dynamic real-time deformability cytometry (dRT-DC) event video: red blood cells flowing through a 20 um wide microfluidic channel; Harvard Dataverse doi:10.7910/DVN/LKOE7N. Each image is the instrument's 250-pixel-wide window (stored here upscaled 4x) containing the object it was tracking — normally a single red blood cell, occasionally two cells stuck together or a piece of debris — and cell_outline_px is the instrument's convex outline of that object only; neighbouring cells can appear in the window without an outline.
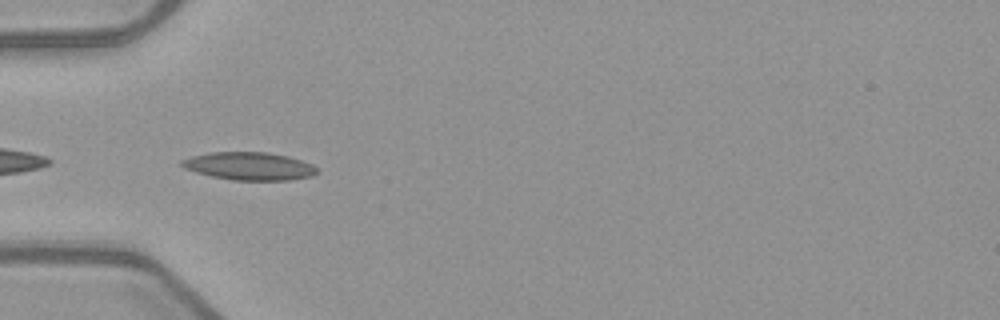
{"species": "common noctule bat (a hibernating species)", "species_latin": "Nyctalus noctula", "temperature_condition": "warm", "stored_images_in_passage": 12, "camera_frame_rate_fps": 3000, "um_per_image_px": 0.085, "animal": {"sex": "female", "body_mass_g": 21.9}, "frame": {"image": 1, "passage_image": 1, "time_ms": 0.0, "image_size_px": [1000, 320], "cell_outline_px": [[316, 172], [312, 176], [288, 180], [232, 180], [212, 176], [196, 172], [184, 168], [180, 164], [180, 160], [192, 156], [212, 152], [264, 152], [288, 156], [312, 164], [316, 168]], "centroid_in_image_um": [21.16, 14.12], "position_along_channel_um": 63.8, "area_um2": 21.79}}
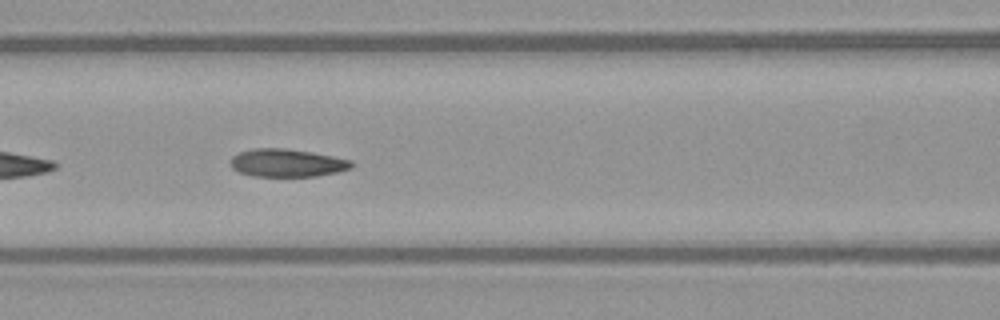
{"frame": {"image": 2, "passage_image": 7, "time_ms": 2.0, "image_size_px": [1000, 320], "cell_outline_px": [[356, 164], [352, 168], [336, 172], [316, 176], [252, 176], [240, 172], [232, 168], [232, 156], [240, 152], [256, 148], [284, 148], [312, 152], [352, 160]], "centroid_in_image_um": [24.44, 13.84], "position_along_channel_um": 142.2, "area_um2": 19.59}}
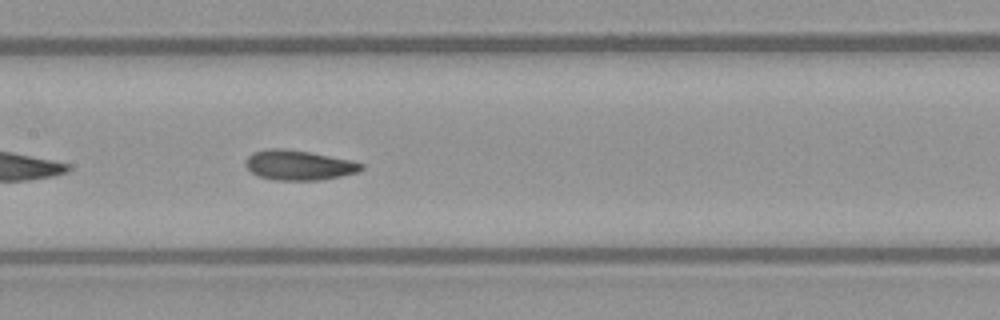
{"frame": {"image": 3, "passage_image": 10, "time_ms": 3.0, "image_size_px": [1000, 320], "cell_outline_px": [[364, 168], [356, 172], [340, 176], [320, 180], [276, 180], [260, 176], [252, 172], [244, 164], [248, 156], [252, 152], [268, 148], [284, 148], [312, 152], [352, 160], [364, 164]], "centroid_in_image_um": [25.4, 14.02], "position_along_channel_um": 182.0, "area_um2": 20.23}}